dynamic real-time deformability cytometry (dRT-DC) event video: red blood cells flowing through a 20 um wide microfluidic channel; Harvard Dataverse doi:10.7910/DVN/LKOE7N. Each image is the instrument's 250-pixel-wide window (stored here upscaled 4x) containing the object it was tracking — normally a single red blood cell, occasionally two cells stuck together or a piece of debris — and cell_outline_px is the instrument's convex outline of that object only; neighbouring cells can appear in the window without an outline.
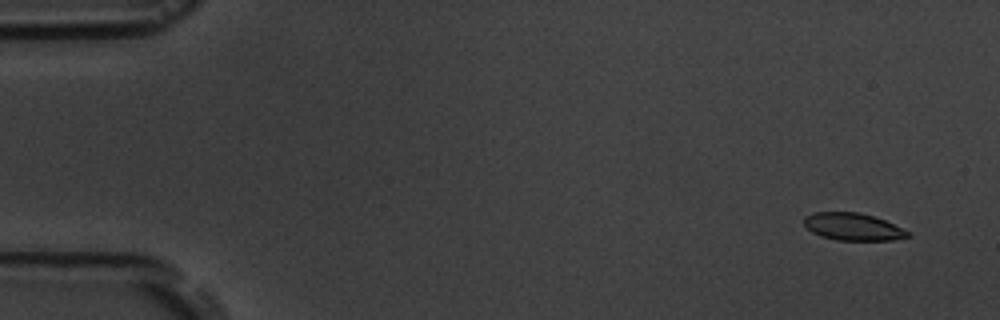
{"species": "common noctule bat (a hibernating species)", "species_latin": "Nyctalus noctula", "temperature_condition": "room temperature", "stored_images_in_passage": 6, "segment_of_instrument_passage": [1, 2], "camera_frame_rate_fps": 3000, "um_per_image_px": 0.085, "animal": {"sex": "male", "body_mass_g": 19.5, "forearm_length_mm": 54.6}, "frame": {"image": 1, "passage_image": 2, "time_ms": 1.0, "image_size_px": [1000, 320], "cell_outline_px": [[912, 236], [892, 240], [836, 240], [820, 236], [812, 232], [804, 224], [804, 216], [812, 212], [860, 212], [884, 220], [908, 232]], "centroid_in_image_um": [72.45, 19.27], "position_along_channel_um": 12.5, "area_um2": 16.42}}
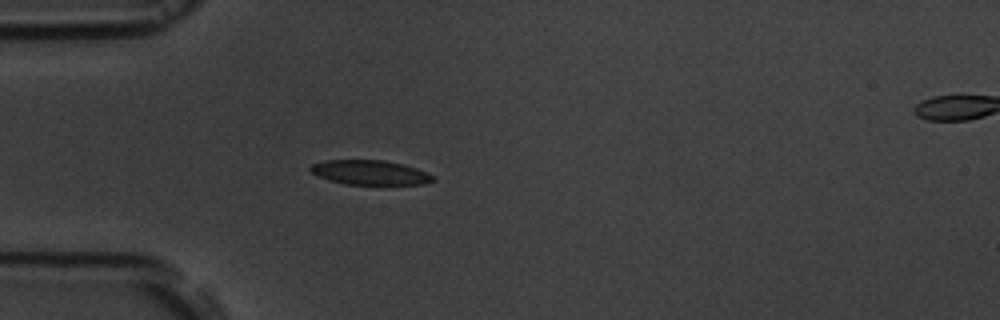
{"frame": {"image": 2, "passage_image": 5, "time_ms": 5.333, "image_size_px": [1000, 320], "cell_outline_px": [[436, 180], [424, 184], [344, 184], [328, 180], [312, 172], [308, 168], [312, 164], [324, 160], [384, 160], [404, 164], [416, 168], [432, 176]], "centroid_in_image_um": [31.43, 14.66], "position_along_channel_um": 53.6, "area_um2": 17.4}}